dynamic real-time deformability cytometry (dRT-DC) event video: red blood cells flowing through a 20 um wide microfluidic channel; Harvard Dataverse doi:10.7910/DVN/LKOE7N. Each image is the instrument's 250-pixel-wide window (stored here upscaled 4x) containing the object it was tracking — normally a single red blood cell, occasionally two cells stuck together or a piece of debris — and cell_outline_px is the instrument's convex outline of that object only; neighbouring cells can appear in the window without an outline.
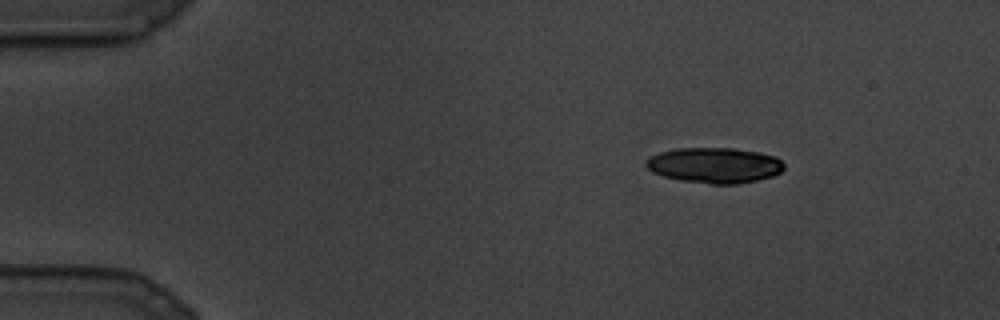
{"species": "common noctule bat (a hibernating species)", "species_latin": "Nyctalus noctula", "temperature_condition": "cold", "stored_images_in_passage": 5, "camera_frame_rate_fps": 3000, "um_per_image_px": 0.085, "animal": {"sex": "male", "body_mass_g": 19.5, "forearm_length_mm": 54.6}, "frame": {"image": 1, "passage_image": 1, "time_ms": 0.0, "image_size_px": [1000, 320], "cell_outline_px": [[784, 168], [780, 172], [772, 176], [756, 180], [736, 184], [712, 184], [680, 180], [664, 176], [652, 172], [644, 164], [644, 160], [648, 156], [660, 152], [676, 148], [736, 148], [760, 152], [776, 156], [784, 164]], "centroid_in_image_um": [60.71, 14.03], "position_along_channel_um": 24.3, "area_um2": 28.73}}